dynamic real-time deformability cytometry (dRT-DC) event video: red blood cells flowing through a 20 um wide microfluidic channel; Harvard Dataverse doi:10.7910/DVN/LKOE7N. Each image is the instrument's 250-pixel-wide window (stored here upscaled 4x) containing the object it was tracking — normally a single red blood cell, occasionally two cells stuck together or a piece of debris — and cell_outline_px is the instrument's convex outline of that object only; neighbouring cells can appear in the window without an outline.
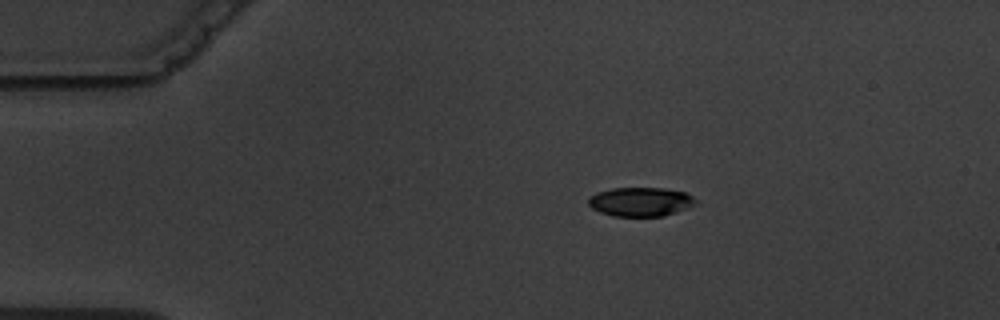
{"species": "common noctule bat (a hibernating species)", "species_latin": "Nyctalus noctula", "temperature_condition": "warm", "stored_images_in_passage": 4, "camera_frame_rate_fps": 3000, "um_per_image_px": 0.085, "animal": {"sex": "male", "body_mass_g": 19.5, "forearm_length_mm": 54.6}, "frame": {"image": 1, "passage_image": 1, "time_ms": 0.0, "image_size_px": [1000, 320], "cell_outline_px": [[696, 204], [688, 208], [664, 216], [612, 216], [600, 212], [592, 208], [588, 204], [588, 200], [596, 192], [612, 188], [664, 188], [684, 192], [692, 196], [696, 200]], "centroid_in_image_um": [54.45, 17.15], "position_along_channel_um": 30.6, "area_um2": 18.15}}
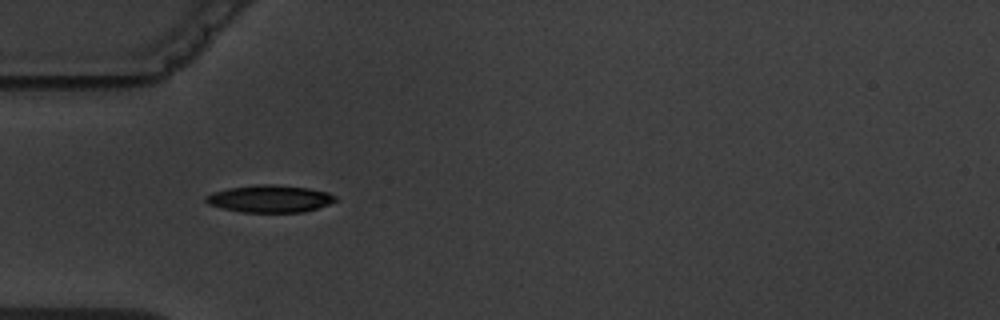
{"frame": {"image": 2, "passage_image": 3, "time_ms": 2.333, "image_size_px": [1000, 320], "cell_outline_px": [[340, 200], [304, 212], [240, 212], [208, 204], [204, 200], [204, 196], [228, 188], [260, 184], [272, 184], [308, 188], [328, 192], [336, 196]], "centroid_in_image_um": [22.96, 16.89], "position_along_channel_um": 62.0, "area_um2": 20.52}}